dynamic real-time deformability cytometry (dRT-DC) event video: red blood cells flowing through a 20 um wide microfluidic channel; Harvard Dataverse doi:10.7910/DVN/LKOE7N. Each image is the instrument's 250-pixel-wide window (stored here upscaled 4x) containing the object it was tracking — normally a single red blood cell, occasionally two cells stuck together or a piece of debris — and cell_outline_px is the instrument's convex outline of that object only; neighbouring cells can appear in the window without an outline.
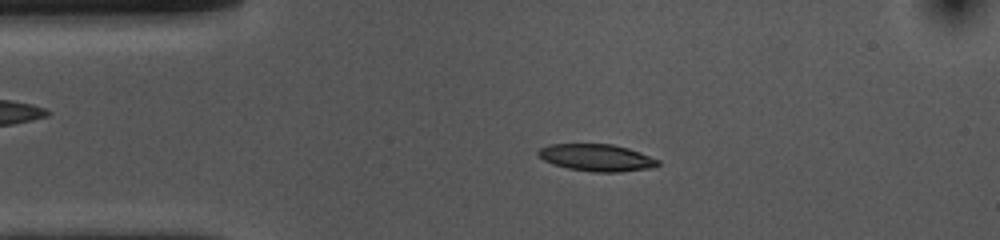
{"species": "common noctule bat (a hibernating species)", "species_latin": "Nyctalus noctula", "temperature_condition": "cold", "stored_images_in_passage": 52, "camera_frame_rate_fps": 3000, "um_per_image_px": 0.085, "animal": {"sex": "female", "body_mass_g": 10.0, "forearm_length_mm": 53.1}, "frame": {"image": 1, "passage_image": 9, "time_ms": 2.667, "image_size_px": [1000, 240], "cell_outline_px": [[660, 164], [652, 168], [620, 172], [592, 172], [568, 168], [552, 164], [544, 160], [536, 152], [540, 148], [548, 144], [612, 144], [628, 148], [640, 152], [660, 160]], "centroid_in_image_um": [50.73, 13.4], "position_along_channel_um": 34.3, "area_um2": 18.96}}
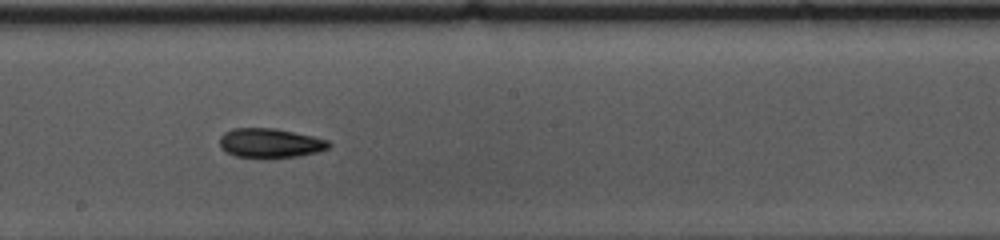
{"frame": {"image": 2, "passage_image": 27, "time_ms": 8.667, "image_size_px": [1000, 240], "cell_outline_px": [[332, 144], [328, 148], [316, 152], [300, 156], [268, 160], [236, 156], [220, 148], [220, 136], [224, 132], [232, 128], [276, 128], [312, 136], [328, 140]], "centroid_in_image_um": [22.95, 12.19], "position_along_channel_um": 225.2, "area_um2": 19.19}}
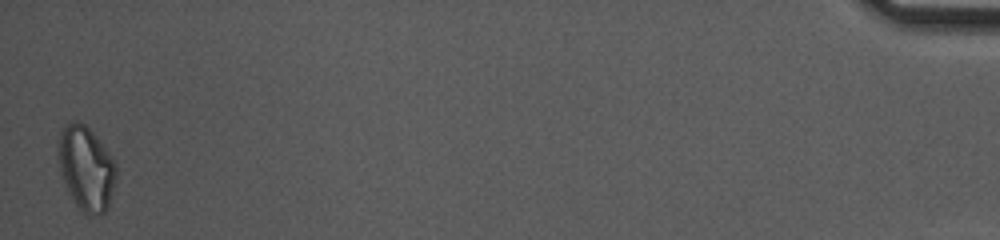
{"frame": {"image": 3, "passage_image": 52, "time_ms": 17.0, "image_size_px": [1000, 240], "cell_outline_px": [[116, 180], [108, 208], [100, 216], [88, 216], [76, 204], [68, 192], [60, 172], [60, 132], [64, 124], [72, 120], [80, 120], [96, 136], [108, 152], [116, 164]], "centroid_in_image_um": [7.35, 14.32], "position_along_channel_um": 427.9, "area_um2": 28.26}, "authors_computed_cell_mechanics": {"area_um2": 18.9584, "velocity_mm_per_s": 3.6251, "shape_relaxation_time_tau1_ms": 6.3056, "shape_relaxation_time_tau2_ms": 7.0815, "deformation_change_tau1": 0.1625, "deformation_change_tau2": 0.1281}}